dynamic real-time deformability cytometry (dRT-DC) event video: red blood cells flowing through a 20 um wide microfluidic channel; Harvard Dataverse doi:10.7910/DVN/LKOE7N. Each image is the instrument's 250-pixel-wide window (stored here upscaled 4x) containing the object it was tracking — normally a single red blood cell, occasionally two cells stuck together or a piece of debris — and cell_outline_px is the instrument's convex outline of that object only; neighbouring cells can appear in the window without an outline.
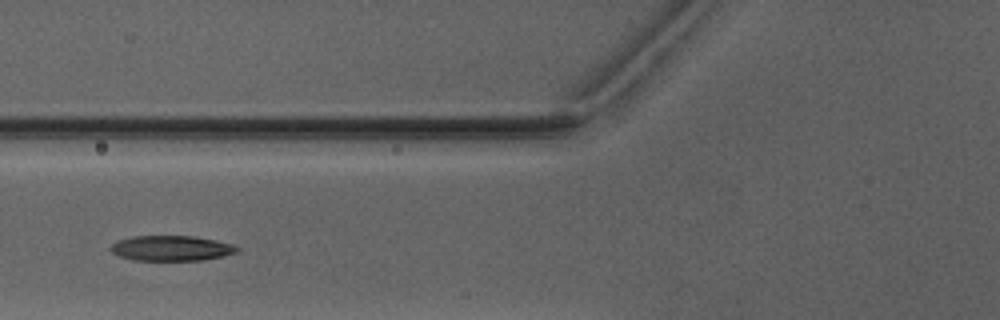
{"species": "Egyptian fruit bat (a non-hibernating species)", "species_latin": "Rousettus aegyptiacus", "temperature_condition": "warm", "stored_images_in_passage": 2, "camera_frame_rate_fps": 3000, "um_per_image_px": 0.085, "animal": {"sex": "male"}, "frame": {"image": 1, "passage_image": 2, "time_ms": 1.333, "image_size_px": [1000, 320], "cell_outline_px": [[240, 248], [236, 252], [224, 256], [200, 260], [132, 260], [120, 256], [112, 252], [108, 248], [116, 240], [136, 236], [192, 236], [216, 240], [232, 244]], "centroid_in_image_um": [14.54, 21.09], "position_along_channel_um": 111.3, "area_um2": 18.55}}